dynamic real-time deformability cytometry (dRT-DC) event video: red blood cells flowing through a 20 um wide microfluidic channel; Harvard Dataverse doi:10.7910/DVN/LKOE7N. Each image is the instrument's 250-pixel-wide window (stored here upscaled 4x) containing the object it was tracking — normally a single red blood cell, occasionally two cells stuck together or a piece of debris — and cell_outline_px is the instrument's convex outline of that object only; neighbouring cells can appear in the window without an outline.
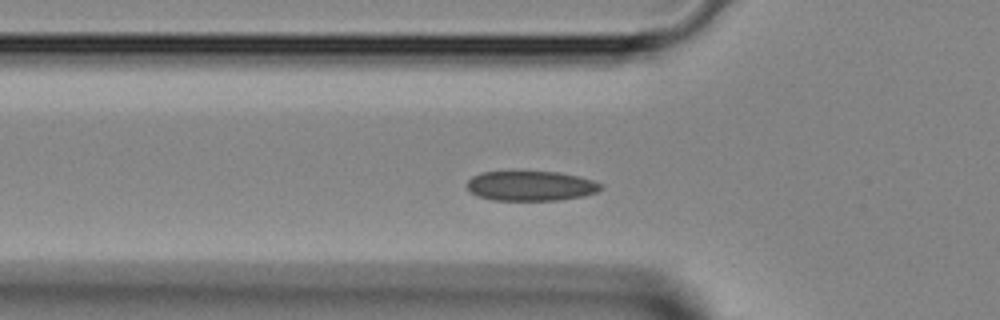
{"species": "Egyptian fruit bat (a non-hibernating species)", "species_latin": "Rousettus aegyptiacus", "temperature_condition": "room temperature", "stored_images_in_passage": 35, "camera_frame_rate_fps": 3000, "um_per_image_px": 0.085, "animal": {"sex": "female"}, "frame": {"image": 1, "passage_image": 8, "time_ms": 2.333, "image_size_px": [1000, 320], "cell_outline_px": [[604, 188], [596, 192], [584, 196], [560, 200], [492, 200], [476, 196], [468, 188], [468, 180], [472, 176], [480, 172], [560, 172], [592, 180], [604, 184]], "centroid_in_image_um": [45.14, 15.81], "position_along_channel_um": 80.7, "area_um2": 23.29}}
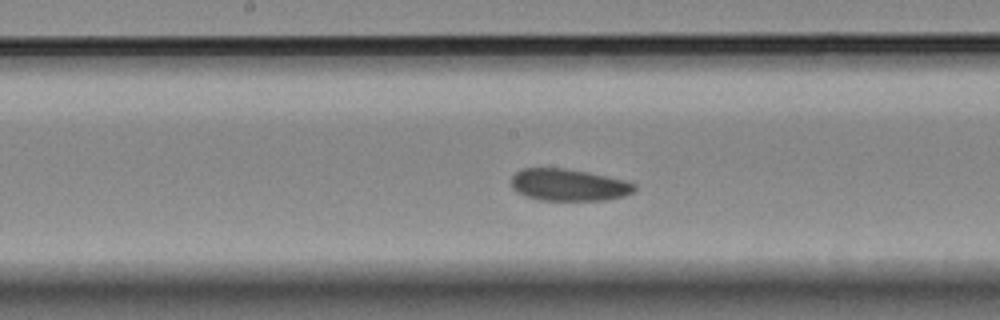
{"frame": {"image": 2, "passage_image": 16, "time_ms": 5.0, "image_size_px": [1000, 320], "cell_outline_px": [[636, 188], [632, 192], [624, 196], [604, 200], [540, 200], [524, 196], [516, 192], [512, 188], [512, 176], [516, 172], [524, 168], [564, 168], [588, 172], [628, 180], [636, 184]], "centroid_in_image_um": [48.35, 15.71], "position_along_channel_um": 199.9, "area_um2": 23.12}}
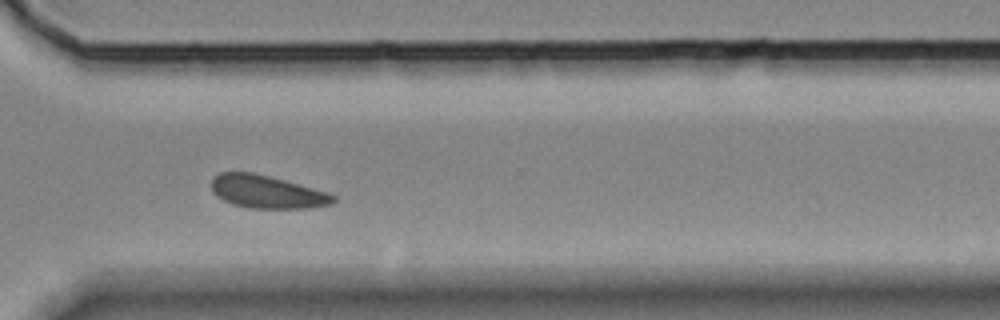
{"frame": {"image": 3, "passage_image": 26, "time_ms": 8.333, "image_size_px": [1000, 320], "cell_outline_px": [[336, 200], [332, 204], [308, 208], [248, 208], [232, 204], [216, 196], [212, 192], [212, 176], [220, 172], [252, 172], [284, 180], [328, 192], [336, 196]], "centroid_in_image_um": [22.67, 16.31], "position_along_channel_um": 347.9, "area_um2": 23.41}}